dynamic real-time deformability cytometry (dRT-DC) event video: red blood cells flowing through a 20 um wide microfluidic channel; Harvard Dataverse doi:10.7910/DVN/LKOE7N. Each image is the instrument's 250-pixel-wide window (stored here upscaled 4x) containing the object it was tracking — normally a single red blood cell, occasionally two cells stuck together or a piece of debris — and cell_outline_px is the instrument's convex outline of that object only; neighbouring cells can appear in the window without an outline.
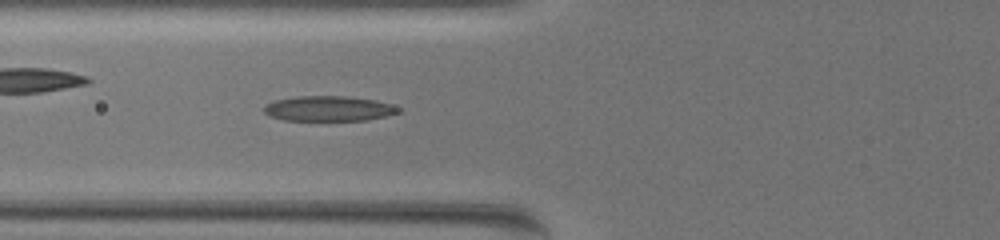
{"species": "common noctule bat (a hibernating species)", "species_latin": "Nyctalus noctula", "temperature_condition": "warm", "stored_images_in_passage": 65, "camera_frame_rate_fps": 3000, "um_per_image_px": 0.085, "animal": {"sex": "female", "body_mass_g": 19.5, "forearm_length_mm": 54.1}, "frame": {"image": 1, "passage_image": 29, "time_ms": 9.333, "image_size_px": [1000, 240], "cell_outline_px": [[404, 112], [388, 116], [368, 120], [284, 120], [268, 116], [264, 112], [264, 104], [276, 100], [296, 96], [344, 96], [376, 100], [400, 108]], "centroid_in_image_um": [27.95, 9.23], "position_along_channel_um": 97.9, "area_um2": 19.83}}
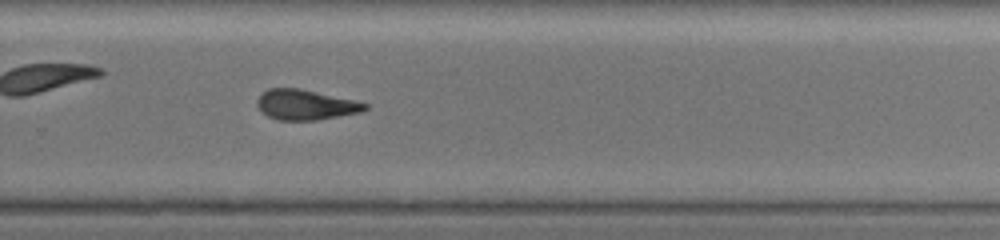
{"frame": {"image": 2, "passage_image": 47, "time_ms": 15.333, "image_size_px": [1000, 240], "cell_outline_px": [[368, 108], [360, 112], [316, 120], [276, 120], [268, 116], [256, 104], [256, 100], [268, 88], [300, 88], [352, 100], [368, 104]], "centroid_in_image_um": [25.95, 8.9], "position_along_channel_um": 303.9, "area_um2": 18.67}}
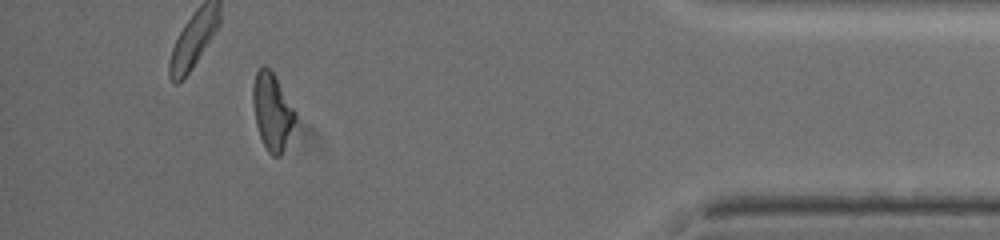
{"frame": {"image": 3, "passage_image": 60, "time_ms": 19.667, "image_size_px": [1000, 240], "cell_outline_px": [[296, 120], [284, 148], [280, 156], [272, 156], [268, 152], [260, 136], [256, 124], [252, 104], [252, 84], [256, 72], [264, 64], [272, 72], [296, 112]], "centroid_in_image_um": [23.11, 9.47], "position_along_channel_um": 412.1, "area_um2": 18.79}, "authors_computed_cell_mechanics": {"area_um2": 19.7098, "velocity_mm_per_s": 3.4352, "shape_relaxation_time_tau1_ms": null, "shape_relaxation_time_tau2_ms": 4.4724, "deformation_change_tau1": null, "deformation_change_tau2": 0.1107}}